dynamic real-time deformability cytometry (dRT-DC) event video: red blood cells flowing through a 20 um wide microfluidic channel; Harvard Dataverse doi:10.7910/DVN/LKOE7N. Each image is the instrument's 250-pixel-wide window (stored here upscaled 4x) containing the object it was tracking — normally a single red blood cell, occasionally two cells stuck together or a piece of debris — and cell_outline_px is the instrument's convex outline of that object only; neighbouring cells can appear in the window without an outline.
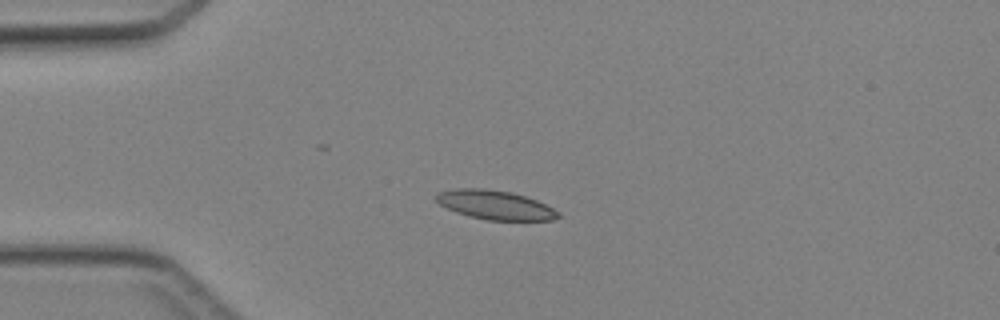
{"species": "Egyptian fruit bat (a non-hibernating species)", "species_latin": "Rousettus aegyptiacus", "temperature_condition": "cold", "stored_images_in_passage": 34, "camera_frame_rate_fps": 3000, "um_per_image_px": 0.085, "animal": {"sex": "female"}, "frame": {"image": 1, "passage_image": 1, "time_ms": 0.0, "image_size_px": [1000, 320], "cell_outline_px": [[560, 216], [552, 220], [488, 220], [456, 212], [440, 204], [436, 200], [436, 192], [456, 188], [484, 188], [512, 192], [536, 200], [560, 212]], "centroid_in_image_um": [42.08, 17.41], "position_along_channel_um": 42.9, "area_um2": 20.52}}
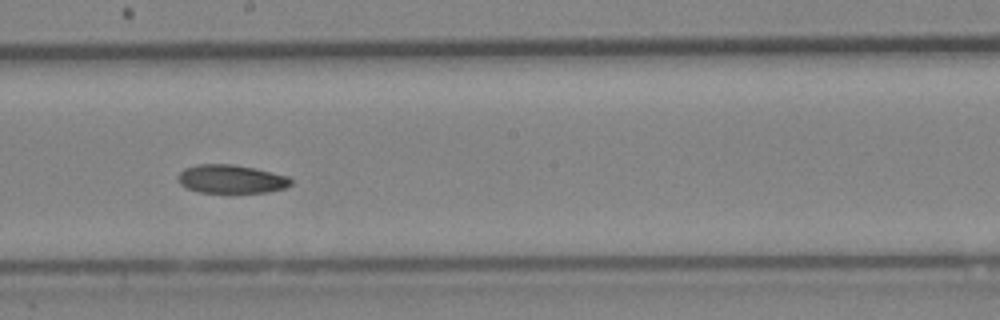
{"frame": {"image": 2, "passage_image": 15, "time_ms": 4.667, "image_size_px": [1000, 320], "cell_outline_px": [[292, 184], [288, 188], [268, 192], [200, 192], [188, 188], [180, 184], [180, 172], [184, 168], [196, 164], [232, 164], [252, 168], [288, 176], [292, 180]], "centroid_in_image_um": [19.69, 15.22], "position_along_channel_um": 228.5, "area_um2": 18.55}}
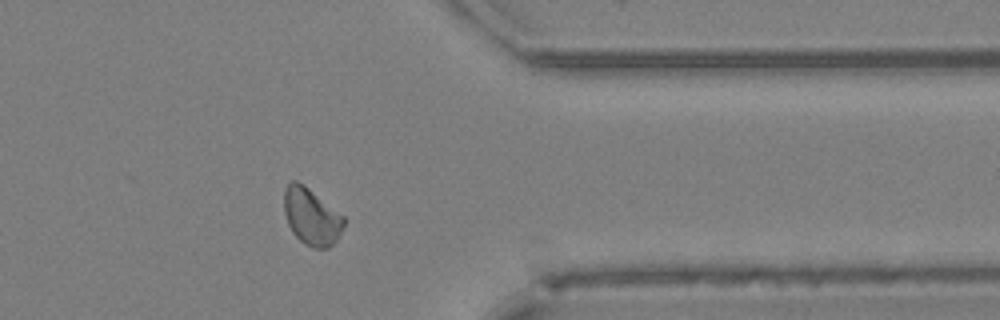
{"frame": {"image": 3, "passage_image": 26, "time_ms": 8.333, "image_size_px": [1000, 320], "cell_outline_px": [[344, 224], [336, 240], [328, 248], [312, 248], [304, 244], [292, 232], [288, 224], [284, 212], [284, 188], [292, 180], [296, 180], [304, 184], [344, 216]], "centroid_in_image_um": [26.45, 18.4], "position_along_channel_um": 385.0, "area_um2": 19.77}}